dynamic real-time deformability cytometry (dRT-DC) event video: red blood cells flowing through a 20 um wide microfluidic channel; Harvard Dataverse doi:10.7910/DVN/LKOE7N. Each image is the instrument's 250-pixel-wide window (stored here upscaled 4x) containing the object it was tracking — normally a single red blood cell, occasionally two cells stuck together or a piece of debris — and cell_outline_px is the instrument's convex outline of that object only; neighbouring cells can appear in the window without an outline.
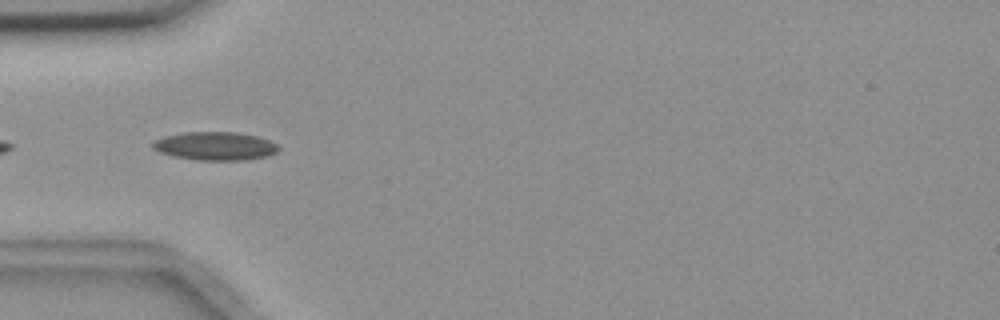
{"species": "common noctule bat (a hibernating species)", "species_latin": "Nyctalus noctula", "temperature_condition": "room temperature", "stored_images_in_passage": 8, "camera_frame_rate_fps": 3000, "um_per_image_px": 0.085, "animal": {"sex": "female", "body_mass_g": 18.4}, "frame": {"image": 1, "passage_image": 2, "time_ms": 0.333, "image_size_px": [1000, 320], "cell_outline_px": [[280, 148], [276, 152], [268, 156], [244, 160], [200, 160], [176, 156], [160, 152], [152, 148], [152, 140], [164, 136], [184, 132], [236, 132], [256, 136], [268, 140], [276, 144]], "centroid_in_image_um": [18.27, 12.4], "position_along_channel_um": 66.7, "area_um2": 20.69}}